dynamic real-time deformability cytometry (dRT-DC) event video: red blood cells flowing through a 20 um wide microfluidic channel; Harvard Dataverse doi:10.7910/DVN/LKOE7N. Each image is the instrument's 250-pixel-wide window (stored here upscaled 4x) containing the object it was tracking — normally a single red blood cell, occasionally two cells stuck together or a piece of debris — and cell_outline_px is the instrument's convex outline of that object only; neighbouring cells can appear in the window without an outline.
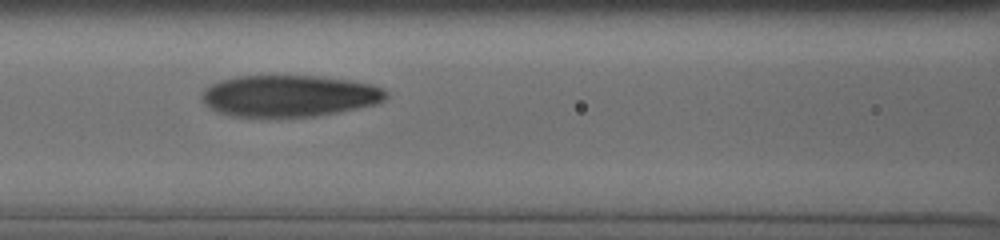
{"species": "human", "species_latin": "Homo sapiens", "temperature_condition": "cold", "stored_images_in_passage": 25, "camera_frame_rate_fps": 3000, "um_per_image_px": 0.085, "donor": {"sex": "male"}, "frame": {"image": 1, "passage_image": 11, "time_ms": 5.333, "image_size_px": [1000, 240], "cell_outline_px": [[388, 96], [384, 100], [376, 104], [316, 116], [232, 116], [220, 112], [204, 104], [200, 96], [200, 92], [204, 88], [220, 80], [236, 76], [320, 76], [348, 80], [372, 84], [384, 88], [388, 92]], "centroid_in_image_um": [24.58, 8.13], "position_along_channel_um": 142.0, "area_um2": 44.56}}
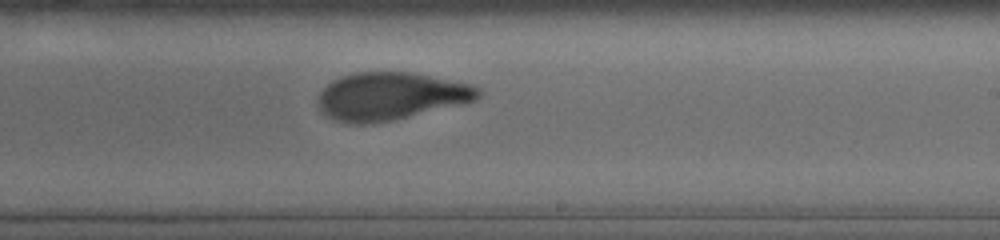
{"frame": {"image": 2, "passage_image": 17, "time_ms": 8.333, "image_size_px": [1000, 240], "cell_outline_px": [[484, 92], [476, 100], [460, 104], [392, 120], [372, 124], [348, 124], [336, 120], [328, 116], [320, 108], [316, 100], [320, 92], [332, 80], [356, 72], [412, 72], [472, 84], [480, 88]], "centroid_in_image_um": [33.21, 8.17], "position_along_channel_um": 255.8, "area_um2": 44.45}}
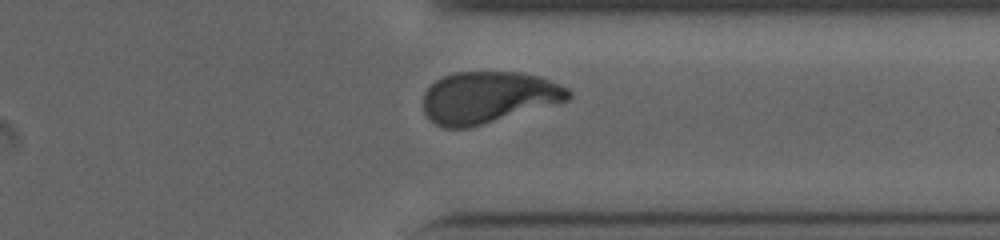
{"frame": {"image": 3, "passage_image": 23, "time_ms": 11.333, "image_size_px": [1000, 240], "cell_outline_px": [[572, 96], [568, 100], [468, 128], [444, 128], [436, 124], [424, 112], [424, 92], [436, 80], [444, 76], [456, 72], [520, 72], [540, 76], [568, 88], [572, 92]], "centroid_in_image_um": [41.51, 8.26], "position_along_channel_um": 369.9, "area_um2": 43.35}, "authors_computed_cell_mechanics": {"area_um2": 46.0088, "velocity_mm_per_s": 3.7971, "shape_relaxation_time_tau1_ms": 5.1611, "shape_relaxation_time_tau2_ms": 1.3552, "deformation_change_tau1": 0.2001, "deformation_change_tau2": 0.0786}}